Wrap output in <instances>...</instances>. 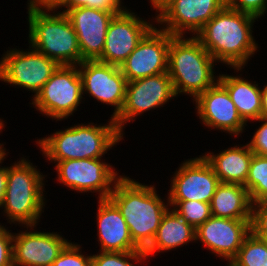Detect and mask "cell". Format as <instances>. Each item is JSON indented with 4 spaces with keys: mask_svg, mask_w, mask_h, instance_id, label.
Listing matches in <instances>:
<instances>
[{
    "mask_svg": "<svg viewBox=\"0 0 267 266\" xmlns=\"http://www.w3.org/2000/svg\"><path fill=\"white\" fill-rule=\"evenodd\" d=\"M258 122L260 126L254 131L251 141L247 142L250 150L260 156H267V118L260 117L259 119L252 121Z\"/></svg>",
    "mask_w": 267,
    "mask_h": 266,
    "instance_id": "d6a6232c",
    "label": "cell"
},
{
    "mask_svg": "<svg viewBox=\"0 0 267 266\" xmlns=\"http://www.w3.org/2000/svg\"><path fill=\"white\" fill-rule=\"evenodd\" d=\"M28 47V51L8 47L9 50L3 53L0 58V81L34 93L32 100L60 65L30 45Z\"/></svg>",
    "mask_w": 267,
    "mask_h": 266,
    "instance_id": "ba28073f",
    "label": "cell"
},
{
    "mask_svg": "<svg viewBox=\"0 0 267 266\" xmlns=\"http://www.w3.org/2000/svg\"><path fill=\"white\" fill-rule=\"evenodd\" d=\"M0 223V266L13 265V232Z\"/></svg>",
    "mask_w": 267,
    "mask_h": 266,
    "instance_id": "836d02e7",
    "label": "cell"
},
{
    "mask_svg": "<svg viewBox=\"0 0 267 266\" xmlns=\"http://www.w3.org/2000/svg\"><path fill=\"white\" fill-rule=\"evenodd\" d=\"M9 152H5L2 156H0V210L3 205V201L5 198L7 181H8V166H1L4 163V160L8 156Z\"/></svg>",
    "mask_w": 267,
    "mask_h": 266,
    "instance_id": "e575fe53",
    "label": "cell"
},
{
    "mask_svg": "<svg viewBox=\"0 0 267 266\" xmlns=\"http://www.w3.org/2000/svg\"><path fill=\"white\" fill-rule=\"evenodd\" d=\"M28 43L59 65H78L81 51L73 24L55 9H27Z\"/></svg>",
    "mask_w": 267,
    "mask_h": 266,
    "instance_id": "8992f818",
    "label": "cell"
},
{
    "mask_svg": "<svg viewBox=\"0 0 267 266\" xmlns=\"http://www.w3.org/2000/svg\"><path fill=\"white\" fill-rule=\"evenodd\" d=\"M225 5L226 0H170L155 15L157 27L173 36L195 37Z\"/></svg>",
    "mask_w": 267,
    "mask_h": 266,
    "instance_id": "8fae6325",
    "label": "cell"
},
{
    "mask_svg": "<svg viewBox=\"0 0 267 266\" xmlns=\"http://www.w3.org/2000/svg\"><path fill=\"white\" fill-rule=\"evenodd\" d=\"M251 232V220H236L211 216L196 228V243L224 261L233 260Z\"/></svg>",
    "mask_w": 267,
    "mask_h": 266,
    "instance_id": "ac0fdd59",
    "label": "cell"
},
{
    "mask_svg": "<svg viewBox=\"0 0 267 266\" xmlns=\"http://www.w3.org/2000/svg\"><path fill=\"white\" fill-rule=\"evenodd\" d=\"M123 4L122 0H63L55 10L59 9V12L66 14L70 9L91 7L120 15L127 9L126 5L124 6ZM62 9L63 11H61Z\"/></svg>",
    "mask_w": 267,
    "mask_h": 266,
    "instance_id": "f1b7e54d",
    "label": "cell"
},
{
    "mask_svg": "<svg viewBox=\"0 0 267 266\" xmlns=\"http://www.w3.org/2000/svg\"><path fill=\"white\" fill-rule=\"evenodd\" d=\"M251 232L267 241V201L252 204Z\"/></svg>",
    "mask_w": 267,
    "mask_h": 266,
    "instance_id": "1f68e13d",
    "label": "cell"
},
{
    "mask_svg": "<svg viewBox=\"0 0 267 266\" xmlns=\"http://www.w3.org/2000/svg\"><path fill=\"white\" fill-rule=\"evenodd\" d=\"M152 19L140 18L137 12L128 8L120 15H115L108 25L103 53L97 61L120 66L143 37L157 25L154 24L156 18L152 16Z\"/></svg>",
    "mask_w": 267,
    "mask_h": 266,
    "instance_id": "4fadbf2b",
    "label": "cell"
},
{
    "mask_svg": "<svg viewBox=\"0 0 267 266\" xmlns=\"http://www.w3.org/2000/svg\"><path fill=\"white\" fill-rule=\"evenodd\" d=\"M176 97L168 72L127 82L123 107L113 120L124 135L125 124L133 123L139 115L152 109L164 107Z\"/></svg>",
    "mask_w": 267,
    "mask_h": 266,
    "instance_id": "30bf717a",
    "label": "cell"
},
{
    "mask_svg": "<svg viewBox=\"0 0 267 266\" xmlns=\"http://www.w3.org/2000/svg\"><path fill=\"white\" fill-rule=\"evenodd\" d=\"M66 15L78 38L81 62L97 60L103 53L107 28L115 14L91 7H80L70 9Z\"/></svg>",
    "mask_w": 267,
    "mask_h": 266,
    "instance_id": "d6986e66",
    "label": "cell"
},
{
    "mask_svg": "<svg viewBox=\"0 0 267 266\" xmlns=\"http://www.w3.org/2000/svg\"><path fill=\"white\" fill-rule=\"evenodd\" d=\"M192 102L195 103L197 117L206 128L223 131L239 139L248 126L239 115L227 90L219 82L199 94Z\"/></svg>",
    "mask_w": 267,
    "mask_h": 266,
    "instance_id": "e0dca14e",
    "label": "cell"
},
{
    "mask_svg": "<svg viewBox=\"0 0 267 266\" xmlns=\"http://www.w3.org/2000/svg\"><path fill=\"white\" fill-rule=\"evenodd\" d=\"M216 64L194 36H174L170 40L168 74L177 97L184 94L194 100L214 86L219 80V75L215 74Z\"/></svg>",
    "mask_w": 267,
    "mask_h": 266,
    "instance_id": "5b68a950",
    "label": "cell"
},
{
    "mask_svg": "<svg viewBox=\"0 0 267 266\" xmlns=\"http://www.w3.org/2000/svg\"><path fill=\"white\" fill-rule=\"evenodd\" d=\"M108 123L97 124L89 122L74 124L63 130L37 139L36 145L47 162L71 159L103 158L112 147L124 140V135L118 130L115 121L110 117Z\"/></svg>",
    "mask_w": 267,
    "mask_h": 266,
    "instance_id": "3957f363",
    "label": "cell"
},
{
    "mask_svg": "<svg viewBox=\"0 0 267 266\" xmlns=\"http://www.w3.org/2000/svg\"><path fill=\"white\" fill-rule=\"evenodd\" d=\"M218 152L215 154L207 151L202 155L212 166L219 181L244 185L249 174L250 161L254 154L248 143L245 145L235 144Z\"/></svg>",
    "mask_w": 267,
    "mask_h": 266,
    "instance_id": "44dd1931",
    "label": "cell"
},
{
    "mask_svg": "<svg viewBox=\"0 0 267 266\" xmlns=\"http://www.w3.org/2000/svg\"><path fill=\"white\" fill-rule=\"evenodd\" d=\"M170 0H149L153 10H155V14H157Z\"/></svg>",
    "mask_w": 267,
    "mask_h": 266,
    "instance_id": "74e56055",
    "label": "cell"
},
{
    "mask_svg": "<svg viewBox=\"0 0 267 266\" xmlns=\"http://www.w3.org/2000/svg\"><path fill=\"white\" fill-rule=\"evenodd\" d=\"M190 242H196V229L169 208L162 217L154 239L143 252L148 260L153 255L158 256V252L164 254L172 249L177 250Z\"/></svg>",
    "mask_w": 267,
    "mask_h": 266,
    "instance_id": "7402d4cb",
    "label": "cell"
},
{
    "mask_svg": "<svg viewBox=\"0 0 267 266\" xmlns=\"http://www.w3.org/2000/svg\"><path fill=\"white\" fill-rule=\"evenodd\" d=\"M261 101V117L267 118V83L265 85L263 84V88L261 87Z\"/></svg>",
    "mask_w": 267,
    "mask_h": 266,
    "instance_id": "8d00e7d4",
    "label": "cell"
},
{
    "mask_svg": "<svg viewBox=\"0 0 267 266\" xmlns=\"http://www.w3.org/2000/svg\"><path fill=\"white\" fill-rule=\"evenodd\" d=\"M211 215L215 217L251 220L252 202L248 190L241 184L222 183L212 197Z\"/></svg>",
    "mask_w": 267,
    "mask_h": 266,
    "instance_id": "cb8c5ba5",
    "label": "cell"
},
{
    "mask_svg": "<svg viewBox=\"0 0 267 266\" xmlns=\"http://www.w3.org/2000/svg\"><path fill=\"white\" fill-rule=\"evenodd\" d=\"M82 100L85 102L78 65H60L29 103L42 116L62 121L78 111Z\"/></svg>",
    "mask_w": 267,
    "mask_h": 266,
    "instance_id": "52a82bcc",
    "label": "cell"
},
{
    "mask_svg": "<svg viewBox=\"0 0 267 266\" xmlns=\"http://www.w3.org/2000/svg\"><path fill=\"white\" fill-rule=\"evenodd\" d=\"M174 210L186 223L195 229L206 222L211 215L210 203L199 201H168Z\"/></svg>",
    "mask_w": 267,
    "mask_h": 266,
    "instance_id": "4316f807",
    "label": "cell"
},
{
    "mask_svg": "<svg viewBox=\"0 0 267 266\" xmlns=\"http://www.w3.org/2000/svg\"><path fill=\"white\" fill-rule=\"evenodd\" d=\"M105 160L87 158L58 161L54 164L58 177L56 180L76 193L91 192L99 195L97 199H108L123 174L119 175L114 165Z\"/></svg>",
    "mask_w": 267,
    "mask_h": 266,
    "instance_id": "9c48e42d",
    "label": "cell"
},
{
    "mask_svg": "<svg viewBox=\"0 0 267 266\" xmlns=\"http://www.w3.org/2000/svg\"><path fill=\"white\" fill-rule=\"evenodd\" d=\"M157 193L156 185L140 183L124 174L109 196L121 211L133 242L142 251L151 244L163 215L170 208L168 195L162 200Z\"/></svg>",
    "mask_w": 267,
    "mask_h": 266,
    "instance_id": "7a4b0ae2",
    "label": "cell"
},
{
    "mask_svg": "<svg viewBox=\"0 0 267 266\" xmlns=\"http://www.w3.org/2000/svg\"><path fill=\"white\" fill-rule=\"evenodd\" d=\"M96 225L98 245L102 252L142 251L130 235L129 227L118 207L108 199H98Z\"/></svg>",
    "mask_w": 267,
    "mask_h": 266,
    "instance_id": "ffe728a7",
    "label": "cell"
},
{
    "mask_svg": "<svg viewBox=\"0 0 267 266\" xmlns=\"http://www.w3.org/2000/svg\"><path fill=\"white\" fill-rule=\"evenodd\" d=\"M232 261L238 266H267V241L250 232Z\"/></svg>",
    "mask_w": 267,
    "mask_h": 266,
    "instance_id": "484cf974",
    "label": "cell"
},
{
    "mask_svg": "<svg viewBox=\"0 0 267 266\" xmlns=\"http://www.w3.org/2000/svg\"><path fill=\"white\" fill-rule=\"evenodd\" d=\"M256 17L225 5L195 38L211 54L217 63H222L235 72H243L248 62L259 51L253 36Z\"/></svg>",
    "mask_w": 267,
    "mask_h": 266,
    "instance_id": "6da1fadb",
    "label": "cell"
},
{
    "mask_svg": "<svg viewBox=\"0 0 267 266\" xmlns=\"http://www.w3.org/2000/svg\"><path fill=\"white\" fill-rule=\"evenodd\" d=\"M226 5L260 20L267 13V0H226Z\"/></svg>",
    "mask_w": 267,
    "mask_h": 266,
    "instance_id": "4dcf8cb0",
    "label": "cell"
},
{
    "mask_svg": "<svg viewBox=\"0 0 267 266\" xmlns=\"http://www.w3.org/2000/svg\"><path fill=\"white\" fill-rule=\"evenodd\" d=\"M63 0H28L27 9H56Z\"/></svg>",
    "mask_w": 267,
    "mask_h": 266,
    "instance_id": "d590c367",
    "label": "cell"
},
{
    "mask_svg": "<svg viewBox=\"0 0 267 266\" xmlns=\"http://www.w3.org/2000/svg\"><path fill=\"white\" fill-rule=\"evenodd\" d=\"M82 253V247L77 242H70L60 253L52 266H92L91 253Z\"/></svg>",
    "mask_w": 267,
    "mask_h": 266,
    "instance_id": "f546056e",
    "label": "cell"
},
{
    "mask_svg": "<svg viewBox=\"0 0 267 266\" xmlns=\"http://www.w3.org/2000/svg\"><path fill=\"white\" fill-rule=\"evenodd\" d=\"M78 70L83 96H91L99 103L114 107L110 115L114 119L120 113L126 95L127 79L120 67L97 60H84L78 64Z\"/></svg>",
    "mask_w": 267,
    "mask_h": 266,
    "instance_id": "7c38bea8",
    "label": "cell"
},
{
    "mask_svg": "<svg viewBox=\"0 0 267 266\" xmlns=\"http://www.w3.org/2000/svg\"><path fill=\"white\" fill-rule=\"evenodd\" d=\"M37 166L24 156L8 166V181L1 211L7 223L38 225L44 214L45 178Z\"/></svg>",
    "mask_w": 267,
    "mask_h": 266,
    "instance_id": "277c9868",
    "label": "cell"
},
{
    "mask_svg": "<svg viewBox=\"0 0 267 266\" xmlns=\"http://www.w3.org/2000/svg\"><path fill=\"white\" fill-rule=\"evenodd\" d=\"M6 151L7 149L5 147H0V156H2Z\"/></svg>",
    "mask_w": 267,
    "mask_h": 266,
    "instance_id": "60d3db41",
    "label": "cell"
},
{
    "mask_svg": "<svg viewBox=\"0 0 267 266\" xmlns=\"http://www.w3.org/2000/svg\"><path fill=\"white\" fill-rule=\"evenodd\" d=\"M22 227L27 230L13 232L14 266H52L71 242L63 237L61 232H41L38 231L37 225Z\"/></svg>",
    "mask_w": 267,
    "mask_h": 266,
    "instance_id": "2e32d148",
    "label": "cell"
},
{
    "mask_svg": "<svg viewBox=\"0 0 267 266\" xmlns=\"http://www.w3.org/2000/svg\"><path fill=\"white\" fill-rule=\"evenodd\" d=\"M226 266H238L235 262L231 261H227Z\"/></svg>",
    "mask_w": 267,
    "mask_h": 266,
    "instance_id": "ab89813d",
    "label": "cell"
},
{
    "mask_svg": "<svg viewBox=\"0 0 267 266\" xmlns=\"http://www.w3.org/2000/svg\"><path fill=\"white\" fill-rule=\"evenodd\" d=\"M92 266H137L147 260L143 251L102 252L91 254ZM135 263V264H134ZM138 263V264H137Z\"/></svg>",
    "mask_w": 267,
    "mask_h": 266,
    "instance_id": "83f0119b",
    "label": "cell"
},
{
    "mask_svg": "<svg viewBox=\"0 0 267 266\" xmlns=\"http://www.w3.org/2000/svg\"><path fill=\"white\" fill-rule=\"evenodd\" d=\"M243 186L248 190L252 204L267 201V156L253 154Z\"/></svg>",
    "mask_w": 267,
    "mask_h": 266,
    "instance_id": "d4e9b609",
    "label": "cell"
},
{
    "mask_svg": "<svg viewBox=\"0 0 267 266\" xmlns=\"http://www.w3.org/2000/svg\"><path fill=\"white\" fill-rule=\"evenodd\" d=\"M173 37L155 25L119 66L127 82L168 72V50Z\"/></svg>",
    "mask_w": 267,
    "mask_h": 266,
    "instance_id": "9a60e30c",
    "label": "cell"
},
{
    "mask_svg": "<svg viewBox=\"0 0 267 266\" xmlns=\"http://www.w3.org/2000/svg\"><path fill=\"white\" fill-rule=\"evenodd\" d=\"M168 201H199L211 203L220 184L209 162L199 157L184 160L170 179Z\"/></svg>",
    "mask_w": 267,
    "mask_h": 266,
    "instance_id": "5bb4252c",
    "label": "cell"
},
{
    "mask_svg": "<svg viewBox=\"0 0 267 266\" xmlns=\"http://www.w3.org/2000/svg\"><path fill=\"white\" fill-rule=\"evenodd\" d=\"M5 121L3 119L0 118V134L2 133V131L5 129ZM5 143H0V147H4Z\"/></svg>",
    "mask_w": 267,
    "mask_h": 266,
    "instance_id": "f35d334b",
    "label": "cell"
},
{
    "mask_svg": "<svg viewBox=\"0 0 267 266\" xmlns=\"http://www.w3.org/2000/svg\"><path fill=\"white\" fill-rule=\"evenodd\" d=\"M242 74H220L218 82L227 90L243 121H255L261 117V86L256 81L245 79Z\"/></svg>",
    "mask_w": 267,
    "mask_h": 266,
    "instance_id": "603a6c76",
    "label": "cell"
}]
</instances>
